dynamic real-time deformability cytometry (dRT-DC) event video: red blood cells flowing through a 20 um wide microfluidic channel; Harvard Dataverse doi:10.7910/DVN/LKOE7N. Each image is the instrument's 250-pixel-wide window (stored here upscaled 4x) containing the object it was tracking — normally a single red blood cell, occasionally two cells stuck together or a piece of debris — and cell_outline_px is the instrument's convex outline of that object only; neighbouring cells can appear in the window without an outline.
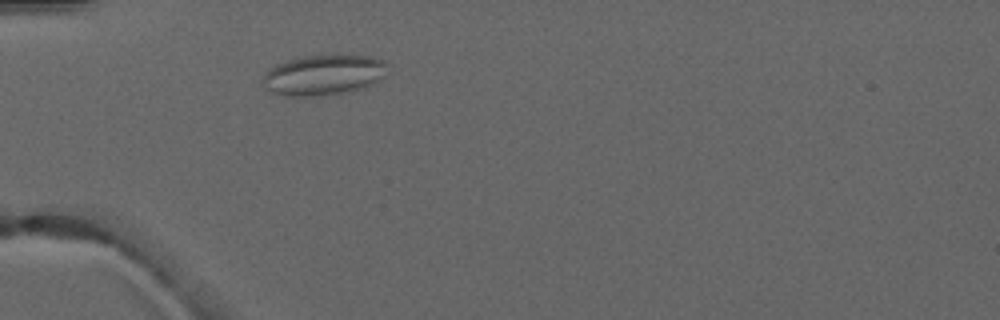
{"species": "common noctule bat (a hibernating species)", "species_latin": "Nyctalus noctula", "temperature_condition": "warm", "stored_images_in_passage": 2, "camera_frame_rate_fps": 3000, "um_per_image_px": 0.085, "animal": {"sex": "male", "forearm_length_mm": 52.5}, "frame": {"image": 1, "passage_image": 2, "time_ms": 1.333, "image_size_px": [1000, 320], "cell_outline_px": [[388, 64], [384, 76], [372, 84], [364, 88], [316, 96], [284, 96], [272, 92], [264, 88], [264, 76], [268, 68], [276, 64], [288, 60], [304, 56], [372, 56], [384, 60]], "centroid_in_image_um": [27.49, 6.37], "position_along_channel_um": 57.5, "area_um2": 29.07}}